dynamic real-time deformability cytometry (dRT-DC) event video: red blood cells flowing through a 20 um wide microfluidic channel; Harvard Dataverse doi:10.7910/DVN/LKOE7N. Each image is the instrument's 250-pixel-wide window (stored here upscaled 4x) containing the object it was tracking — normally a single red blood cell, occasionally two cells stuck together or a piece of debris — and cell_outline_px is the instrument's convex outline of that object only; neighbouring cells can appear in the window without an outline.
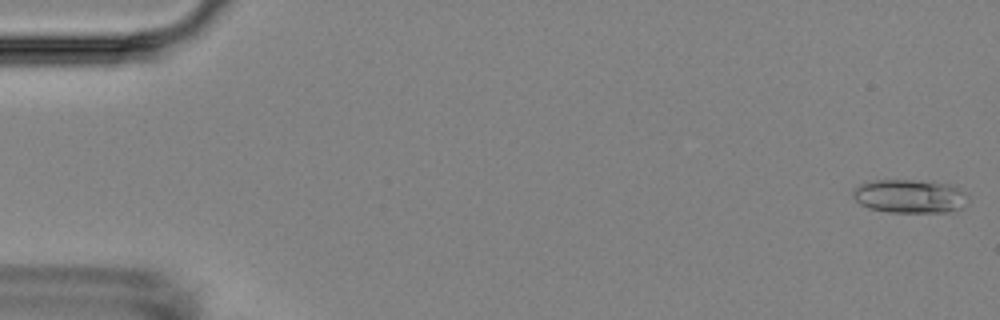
{"species": "Egyptian fruit bat (a non-hibernating species)", "species_latin": "Rousettus aegyptiacus", "temperature_condition": "room temperature", "stored_images_in_passage": 5, "camera_frame_rate_fps": 3000, "um_per_image_px": 0.085, "animal": {"sex": "female"}, "frame": {"image": 1, "passage_image": 1, "time_ms": 0.0, "image_size_px": [1000, 320], "cell_outline_px": [[968, 196], [964, 208], [956, 212], [888, 212], [868, 208], [860, 204], [852, 196], [852, 188], [860, 184], [876, 180], [932, 180], [956, 184]], "centroid_in_image_um": [77.39, 16.67], "position_along_channel_um": 7.6, "area_um2": 23.29}}